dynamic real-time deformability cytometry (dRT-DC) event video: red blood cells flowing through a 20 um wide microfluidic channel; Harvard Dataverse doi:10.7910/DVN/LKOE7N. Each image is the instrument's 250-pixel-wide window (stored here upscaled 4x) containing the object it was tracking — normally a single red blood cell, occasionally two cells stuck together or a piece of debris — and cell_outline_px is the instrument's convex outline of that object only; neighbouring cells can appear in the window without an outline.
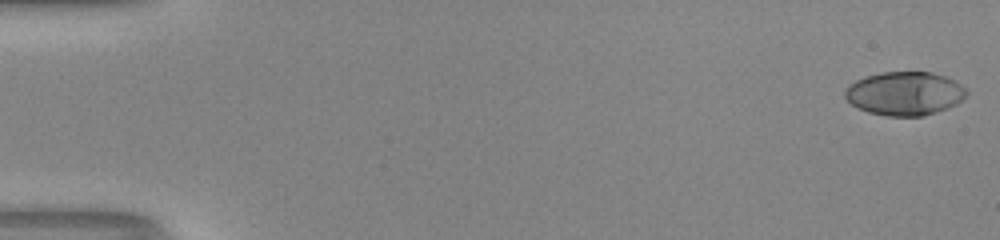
{"species": "human", "species_latin": "Homo sapiens", "temperature_condition": "room temperature", "stored_images_in_passage": 51, "camera_frame_rate_fps": 3000, "um_per_image_px": 0.085, "donor": {"sex": "male"}, "frame": {"image": 1, "passage_image": 1, "time_ms": 0.0, "image_size_px": [1000, 240], "cell_outline_px": [[968, 92], [956, 104], [948, 108], [924, 116], [888, 116], [868, 112], [852, 104], [844, 96], [844, 92], [856, 80], [864, 76], [880, 72], [932, 72], [956, 80]], "centroid_in_image_um": [76.91, 7.94], "position_along_channel_um": 8.1, "area_um2": 30.75}}
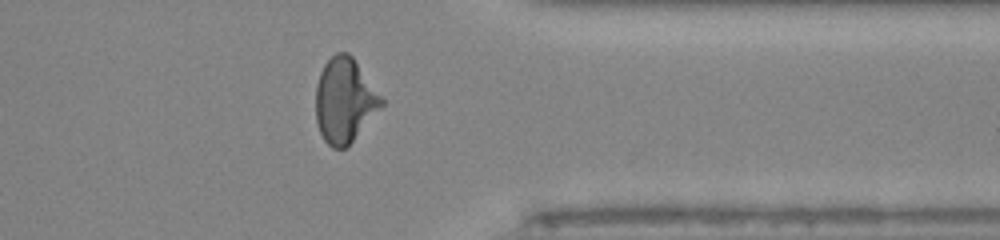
{"frame": {"image": 2, "passage_image": 42, "time_ms": 13.667, "image_size_px": [1000, 240], "cell_outline_px": [[384, 104], [352, 140], [344, 148], [332, 148], [324, 140], [320, 132], [316, 120], [316, 84], [320, 72], [324, 64], [336, 52], [348, 52], [352, 56], [384, 100]], "centroid_in_image_um": [29.27, 8.51], "position_along_channel_um": 382.1, "area_um2": 31.91}}
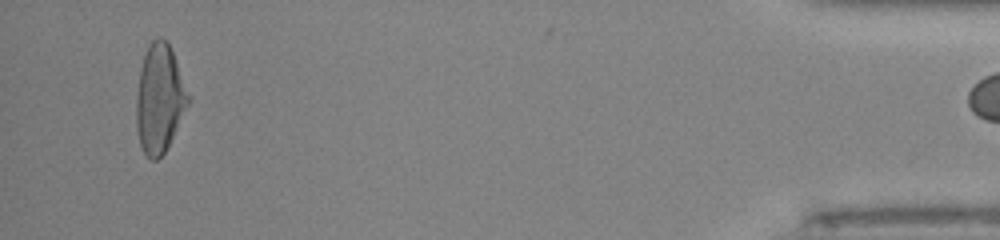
{"frame": {"image": 3, "passage_image": 50, "time_ms": 16.333, "image_size_px": [1000, 240], "cell_outline_px": [[192, 100], [164, 152], [156, 160], [152, 160], [144, 152], [140, 144], [136, 128], [136, 96], [140, 68], [148, 44], [152, 40], [160, 36], [168, 44], [172, 52], [192, 96]], "centroid_in_image_um": [13.58, 8.37], "position_along_channel_um": 421.6, "area_um2": 32.95}}